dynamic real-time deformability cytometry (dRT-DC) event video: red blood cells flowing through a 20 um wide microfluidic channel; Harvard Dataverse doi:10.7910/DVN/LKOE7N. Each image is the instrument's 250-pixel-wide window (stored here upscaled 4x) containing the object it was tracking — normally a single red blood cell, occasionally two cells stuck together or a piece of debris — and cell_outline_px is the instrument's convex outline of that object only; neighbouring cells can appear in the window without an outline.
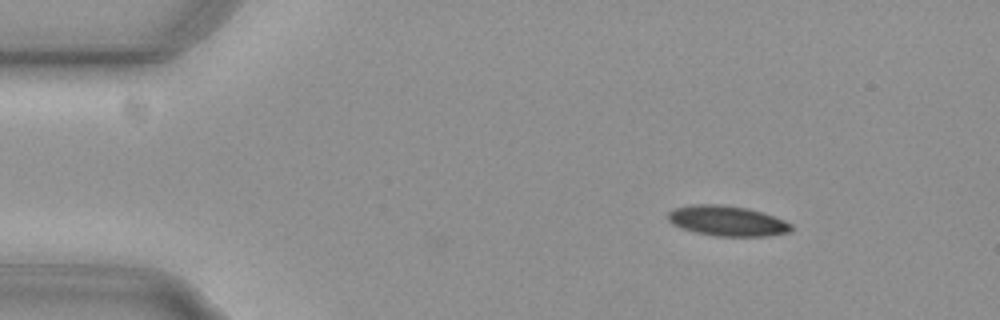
{"species": "common noctule bat (a hibernating species)", "species_latin": "Nyctalus noctula", "temperature_condition": "cold", "stored_images_in_passage": 38, "camera_frame_rate_fps": 3000, "um_per_image_px": 0.085, "animal": {"sex": "female", "body_mass_g": 29.2, "forearm_length_mm": 56.3}, "frame": {"image": 1, "passage_image": 1, "time_ms": 0.0, "image_size_px": [1000, 320], "cell_outline_px": [[792, 228], [788, 232], [768, 236], [716, 236], [696, 232], [680, 228], [672, 224], [668, 220], [668, 212], [676, 208], [692, 204], [724, 204], [748, 208], [784, 220], [792, 224]], "centroid_in_image_um": [61.79, 18.77], "position_along_channel_um": 23.2, "area_um2": 21.68}}
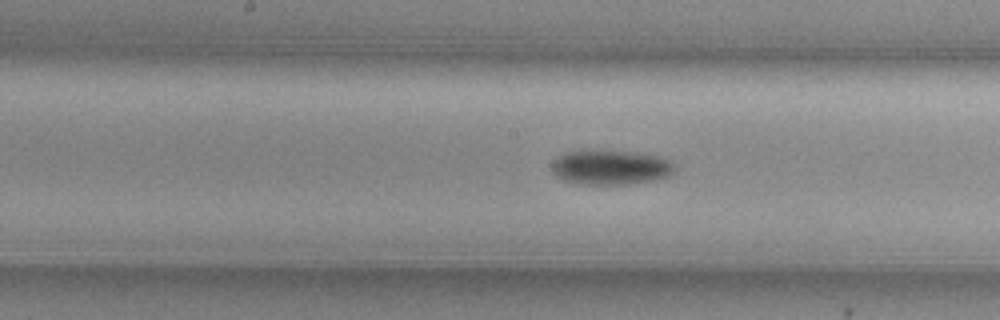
{"frame": {"image": 2, "passage_image": 21, "time_ms": 6.667, "image_size_px": [1000, 320], "cell_outline_px": [[676, 164], [672, 176], [656, 180], [628, 184], [576, 184], [564, 180], [556, 176], [552, 172], [552, 164], [564, 152], [628, 152], [660, 156], [672, 160]], "centroid_in_image_um": [51.98, 14.26], "position_along_channel_um": 196.2, "area_um2": 24.57}}
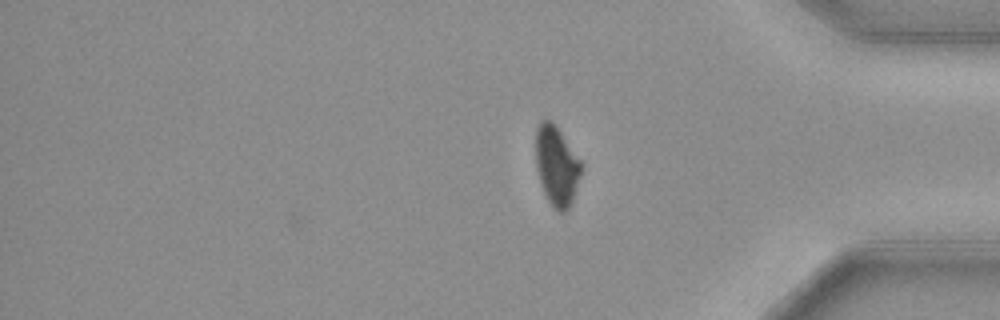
{"frame": {"image": 3, "passage_image": 38, "time_ms": 12.333, "image_size_px": [1000, 320], "cell_outline_px": [[584, 164], [572, 200], [568, 208], [564, 212], [560, 212], [548, 200], [540, 184], [536, 168], [536, 128], [540, 120], [552, 120]], "centroid_in_image_um": [47.31, 14.05], "position_along_channel_um": 387.9, "area_um2": 21.1}, "authors_computed_cell_mechanics": {"area_um2": 23.6691, "velocity_mm_per_s": 3.7339, "shape_relaxation_time_tau1_ms": 5.4644, "shape_relaxation_time_tau2_ms": null, "deformation_change_tau1": 0.1377, "deformation_change_tau2": null}}